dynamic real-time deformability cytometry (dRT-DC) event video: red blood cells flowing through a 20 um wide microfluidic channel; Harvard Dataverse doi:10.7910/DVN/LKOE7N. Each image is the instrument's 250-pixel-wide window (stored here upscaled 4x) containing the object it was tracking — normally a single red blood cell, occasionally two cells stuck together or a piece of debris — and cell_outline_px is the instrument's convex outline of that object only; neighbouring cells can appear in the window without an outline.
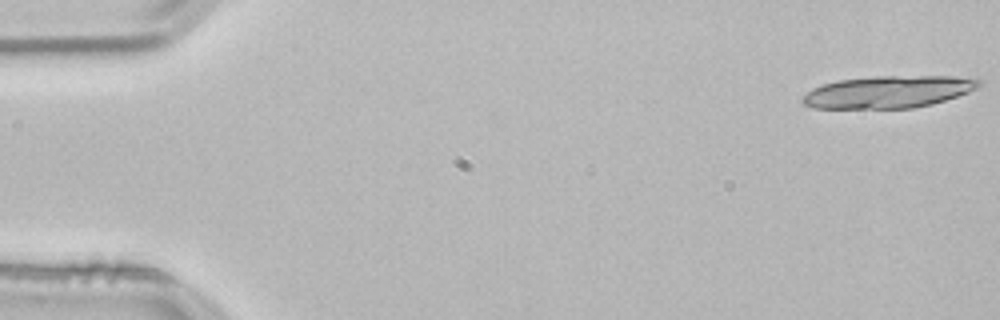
{"species": "common noctule bat (a hibernating species)", "species_latin": "Nyctalus noctula", "temperature_condition": "room temperature", "stored_images_in_passage": 17, "camera_frame_rate_fps": 3000, "um_per_image_px": 0.085, "animal": {"sex": "male", "body_mass_g": 21.5, "forearm_length_mm": 52.0}, "frame": {"image": 1, "passage_image": 1, "time_ms": 0.0, "image_size_px": [1000, 320], "cell_outline_px": [[984, 84], [968, 92], [932, 104], [912, 108], [812, 108], [804, 104], [800, 100], [812, 88], [824, 84], [840, 80], [876, 76], [948, 76], [980, 80]], "centroid_in_image_um": [75.49, 7.81], "position_along_channel_um": 9.5, "area_um2": 32.77}}